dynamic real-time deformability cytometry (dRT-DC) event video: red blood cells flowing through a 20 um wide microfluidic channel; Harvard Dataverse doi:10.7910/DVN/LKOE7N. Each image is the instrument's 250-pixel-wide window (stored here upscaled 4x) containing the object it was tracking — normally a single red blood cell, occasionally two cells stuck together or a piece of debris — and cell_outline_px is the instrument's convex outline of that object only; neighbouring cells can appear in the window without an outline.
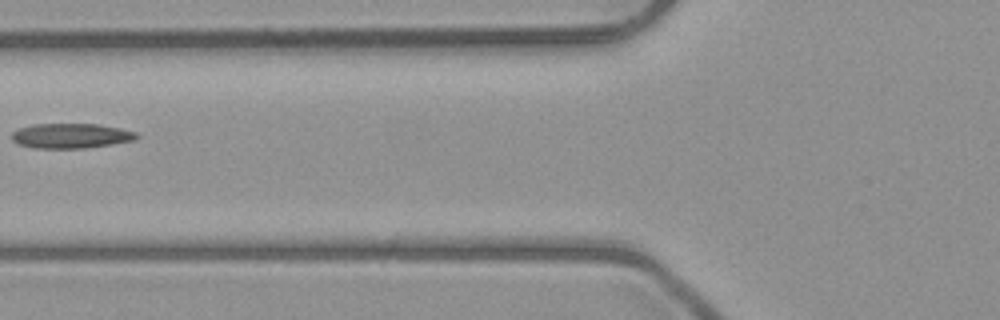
{"species": "common noctule bat (a hibernating species)", "species_latin": "Nyctalus noctula", "temperature_condition": "room temperature", "stored_images_in_passage": 2, "camera_frame_rate_fps": 3000, "um_per_image_px": 0.085, "animal": {"sex": "male", "body_mass_g": 23.1, "forearm_length_mm": 52.7}, "frame": {"image": 1, "passage_image": 2, "time_ms": 1.0, "image_size_px": [1000, 320], "cell_outline_px": [[140, 136], [136, 140], [112, 144], [84, 148], [32, 148], [16, 144], [12, 140], [12, 132], [20, 128], [32, 124], [100, 124], [120, 128], [136, 132]], "centroid_in_image_um": [6.03, 11.54], "position_along_channel_um": 119.8, "area_um2": 18.26}}